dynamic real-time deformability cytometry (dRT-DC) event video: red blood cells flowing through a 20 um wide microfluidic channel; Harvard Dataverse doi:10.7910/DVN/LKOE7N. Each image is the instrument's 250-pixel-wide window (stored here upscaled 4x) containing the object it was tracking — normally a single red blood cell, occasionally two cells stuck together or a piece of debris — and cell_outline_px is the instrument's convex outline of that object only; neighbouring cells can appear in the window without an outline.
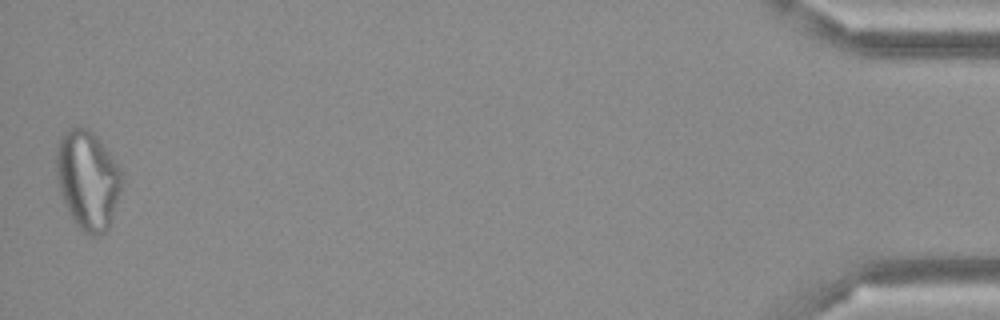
{"species": "Egyptian fruit bat (a non-hibernating species)", "species_latin": "Rousettus aegyptiacus", "temperature_condition": "cold", "stored_images_in_passage": 49, "camera_frame_rate_fps": 3000, "um_per_image_px": 0.085, "frame": {"image": 1, "passage_image": 49, "time_ms": 16.0, "image_size_px": [1000, 320], "cell_outline_px": [[120, 192], [108, 228], [100, 236], [92, 236], [84, 232], [72, 220], [60, 192], [56, 176], [56, 152], [60, 140], [64, 132], [80, 124], [88, 128], [100, 140], [120, 164]], "centroid_in_image_um": [7.45, 15.26], "position_along_channel_um": 427.8, "area_um2": 37.74}}